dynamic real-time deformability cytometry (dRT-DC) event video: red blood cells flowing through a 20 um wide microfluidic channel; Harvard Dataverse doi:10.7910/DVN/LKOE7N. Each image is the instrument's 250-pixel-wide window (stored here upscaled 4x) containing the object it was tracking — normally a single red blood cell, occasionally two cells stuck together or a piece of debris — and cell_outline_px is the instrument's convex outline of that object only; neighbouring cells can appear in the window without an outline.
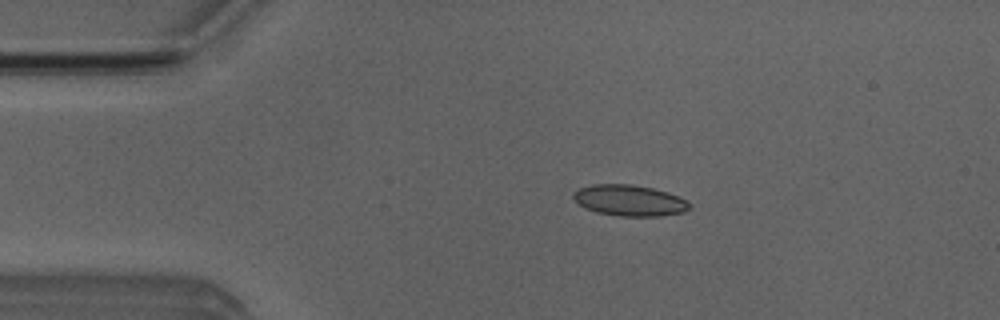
{"species": "Egyptian fruit bat (a non-hibernating species)", "species_latin": "Rousettus aegyptiacus", "temperature_condition": "room temperature", "stored_images_in_passage": 3, "camera_frame_rate_fps": 3000, "um_per_image_px": 0.085, "animal": {"sex": "male"}, "frame": {"image": 1, "passage_image": 2, "time_ms": 0.333, "image_size_px": [1000, 320], "cell_outline_px": [[692, 204], [684, 212], [660, 216], [620, 216], [596, 212], [584, 208], [572, 196], [572, 192], [580, 188], [592, 184], [628, 184], [652, 188], [668, 192]], "centroid_in_image_um": [53.48, 17.04], "position_along_channel_um": 31.5, "area_um2": 20.87}}